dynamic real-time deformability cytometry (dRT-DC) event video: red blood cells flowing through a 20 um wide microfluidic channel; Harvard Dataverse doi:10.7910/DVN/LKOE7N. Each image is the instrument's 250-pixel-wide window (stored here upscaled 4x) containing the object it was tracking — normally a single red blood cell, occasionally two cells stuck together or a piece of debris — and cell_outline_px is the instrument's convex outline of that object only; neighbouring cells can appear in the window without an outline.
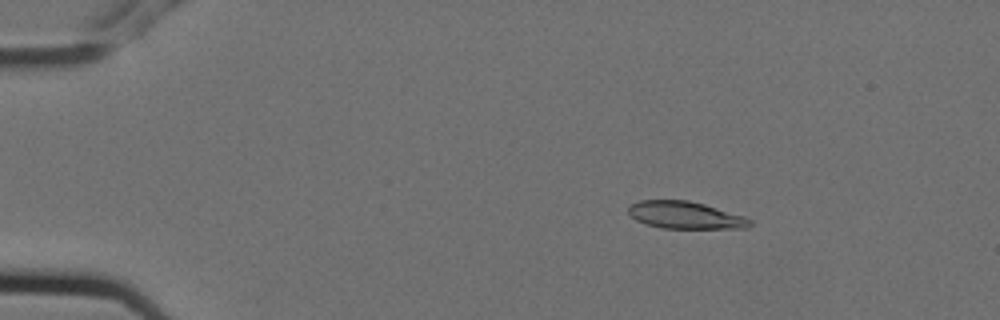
{"species": "Egyptian fruit bat (a non-hibernating species)", "species_latin": "Rousettus aegyptiacus", "temperature_condition": "cold", "stored_images_in_passage": 8, "camera_frame_rate_fps": 3000, "um_per_image_px": 0.085, "animal": {"sex": "female"}, "frame": {"image": 1, "passage_image": 3, "time_ms": 0.667, "image_size_px": [1000, 320], "cell_outline_px": [[752, 224], [748, 228], [664, 228], [648, 224], [636, 220], [628, 212], [628, 208], [632, 204], [640, 200], [688, 200], [704, 204], [744, 216], [752, 220]], "centroid_in_image_um": [58.27, 18.28], "position_along_channel_um": 26.7, "area_um2": 19.13}}
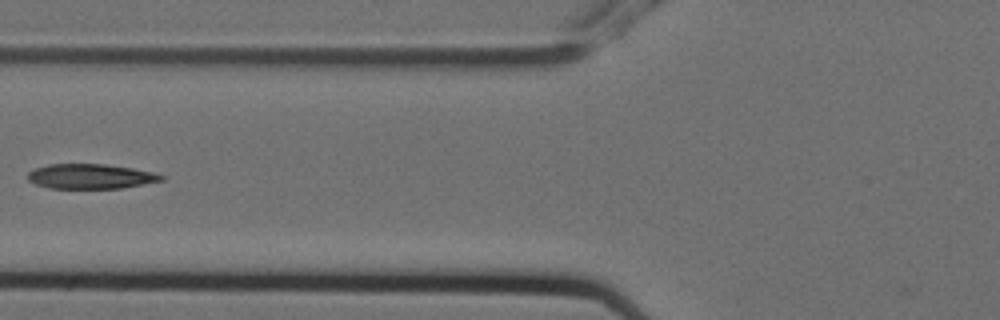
{"frame": {"image": 2, "passage_image": 7, "time_ms": 2.0, "image_size_px": [1000, 320], "cell_outline_px": [[164, 180], [124, 188], [48, 188], [36, 184], [28, 180], [28, 172], [36, 168], [48, 164], [104, 164], [132, 168], [152, 172], [164, 176]], "centroid_in_image_um": [7.7, 14.99], "position_along_channel_um": 118.1, "area_um2": 19.25}}
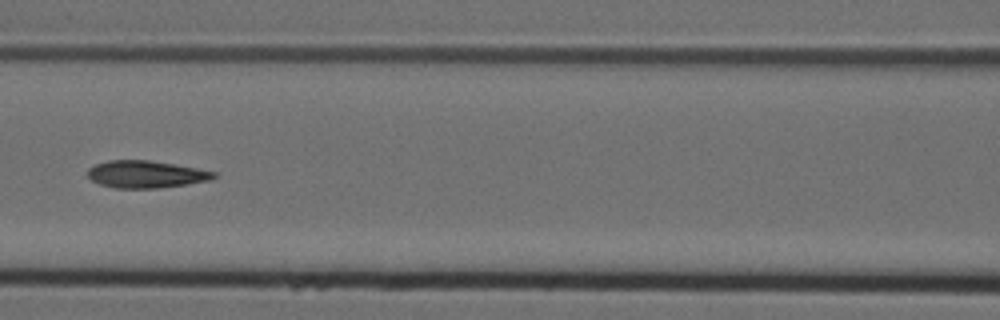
{"frame": {"image": 3, "passage_image": 8, "time_ms": 2.333, "image_size_px": [1000, 320], "cell_outline_px": [[216, 176], [208, 180], [184, 184], [156, 188], [116, 188], [100, 184], [92, 180], [88, 176], [88, 168], [96, 164], [108, 160], [148, 160], [196, 168], [216, 172]], "centroid_in_image_um": [12.35, 14.81], "position_along_channel_um": 154.2, "area_um2": 19.65}}